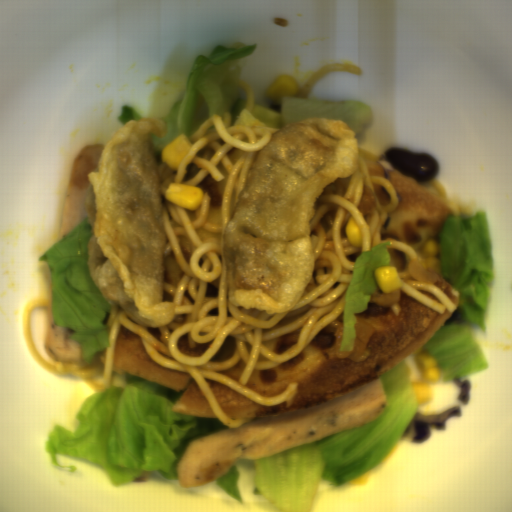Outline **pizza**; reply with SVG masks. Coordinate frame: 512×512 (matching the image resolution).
I'll return each mask as SVG.
<instances>
[{"mask_svg":"<svg viewBox=\"0 0 512 512\" xmlns=\"http://www.w3.org/2000/svg\"><path fill=\"white\" fill-rule=\"evenodd\" d=\"M399 290V289H398ZM400 313L389 305L368 303L356 319L374 326L376 333L357 359H339L331 323L322 327L304 349L288 360L266 370H255L247 387L263 396H275L297 383L291 406L286 401L262 405L234 389L206 379L224 414L232 419L264 418L291 413L354 393L423 348L445 325L451 313L439 314L399 290Z\"/></svg>","mask_w":512,"mask_h":512,"instance_id":"pizza-1","label":"pizza"},{"mask_svg":"<svg viewBox=\"0 0 512 512\" xmlns=\"http://www.w3.org/2000/svg\"><path fill=\"white\" fill-rule=\"evenodd\" d=\"M358 154L363 158L369 174L386 179L398 194L399 203L388 215L380 232L382 240L390 239L412 247L416 260L437 273L438 281L434 284L456 309L461 304L460 293L444 280L441 255L430 258L424 253L428 240L442 245L445 222L453 214L432 192L417 186L398 170L385 166L376 155L359 144Z\"/></svg>","mask_w":512,"mask_h":512,"instance_id":"pizza-2","label":"pizza"},{"mask_svg":"<svg viewBox=\"0 0 512 512\" xmlns=\"http://www.w3.org/2000/svg\"><path fill=\"white\" fill-rule=\"evenodd\" d=\"M112 370L180 392L172 407L179 415L218 420L191 373L161 366L148 355L139 335L123 326L119 327L115 339Z\"/></svg>","mask_w":512,"mask_h":512,"instance_id":"pizza-3","label":"pizza"},{"mask_svg":"<svg viewBox=\"0 0 512 512\" xmlns=\"http://www.w3.org/2000/svg\"><path fill=\"white\" fill-rule=\"evenodd\" d=\"M216 169L222 174V180H216L212 175L205 176L195 187H200L204 194L210 199V204L205 222L210 225L222 226V209L223 199L227 178L230 174L229 170L221 162L218 163Z\"/></svg>","mask_w":512,"mask_h":512,"instance_id":"pizza-4","label":"pizza"},{"mask_svg":"<svg viewBox=\"0 0 512 512\" xmlns=\"http://www.w3.org/2000/svg\"><path fill=\"white\" fill-rule=\"evenodd\" d=\"M302 329L299 327L280 336L261 341L260 347L266 348L275 354H281L298 343Z\"/></svg>","mask_w":512,"mask_h":512,"instance_id":"pizza-5","label":"pizza"},{"mask_svg":"<svg viewBox=\"0 0 512 512\" xmlns=\"http://www.w3.org/2000/svg\"><path fill=\"white\" fill-rule=\"evenodd\" d=\"M163 282L177 286L184 276V271L174 253L162 255Z\"/></svg>","mask_w":512,"mask_h":512,"instance_id":"pizza-6","label":"pizza"},{"mask_svg":"<svg viewBox=\"0 0 512 512\" xmlns=\"http://www.w3.org/2000/svg\"><path fill=\"white\" fill-rule=\"evenodd\" d=\"M234 125L245 128H263L267 130L273 137L281 130L280 128L271 127L260 119L253 111L242 109L234 121Z\"/></svg>","mask_w":512,"mask_h":512,"instance_id":"pizza-7","label":"pizza"},{"mask_svg":"<svg viewBox=\"0 0 512 512\" xmlns=\"http://www.w3.org/2000/svg\"><path fill=\"white\" fill-rule=\"evenodd\" d=\"M212 343L205 342L200 344H195V346L189 345V336L187 332L179 337L177 346L180 353L186 356H202L204 352L209 348Z\"/></svg>","mask_w":512,"mask_h":512,"instance_id":"pizza-8","label":"pizza"},{"mask_svg":"<svg viewBox=\"0 0 512 512\" xmlns=\"http://www.w3.org/2000/svg\"><path fill=\"white\" fill-rule=\"evenodd\" d=\"M387 248L390 254L388 266L395 267L397 272L408 271L409 264L412 260L408 258L407 254L392 247Z\"/></svg>","mask_w":512,"mask_h":512,"instance_id":"pizza-9","label":"pizza"},{"mask_svg":"<svg viewBox=\"0 0 512 512\" xmlns=\"http://www.w3.org/2000/svg\"><path fill=\"white\" fill-rule=\"evenodd\" d=\"M236 350V340L235 336H227L221 345L220 349L213 356L211 360L213 361H224L229 360L235 353Z\"/></svg>","mask_w":512,"mask_h":512,"instance_id":"pizza-10","label":"pizza"},{"mask_svg":"<svg viewBox=\"0 0 512 512\" xmlns=\"http://www.w3.org/2000/svg\"><path fill=\"white\" fill-rule=\"evenodd\" d=\"M374 191L377 195V198L381 204V206H388L391 203V197L390 194L387 192V190L380 186V185H374Z\"/></svg>","mask_w":512,"mask_h":512,"instance_id":"pizza-11","label":"pizza"},{"mask_svg":"<svg viewBox=\"0 0 512 512\" xmlns=\"http://www.w3.org/2000/svg\"><path fill=\"white\" fill-rule=\"evenodd\" d=\"M105 358H106V349L100 352V360L103 366L105 367Z\"/></svg>","mask_w":512,"mask_h":512,"instance_id":"pizza-12","label":"pizza"},{"mask_svg":"<svg viewBox=\"0 0 512 512\" xmlns=\"http://www.w3.org/2000/svg\"><path fill=\"white\" fill-rule=\"evenodd\" d=\"M344 314H345V311L341 312L333 321H339L340 323L343 322Z\"/></svg>","mask_w":512,"mask_h":512,"instance_id":"pizza-13","label":"pizza"}]
</instances>
